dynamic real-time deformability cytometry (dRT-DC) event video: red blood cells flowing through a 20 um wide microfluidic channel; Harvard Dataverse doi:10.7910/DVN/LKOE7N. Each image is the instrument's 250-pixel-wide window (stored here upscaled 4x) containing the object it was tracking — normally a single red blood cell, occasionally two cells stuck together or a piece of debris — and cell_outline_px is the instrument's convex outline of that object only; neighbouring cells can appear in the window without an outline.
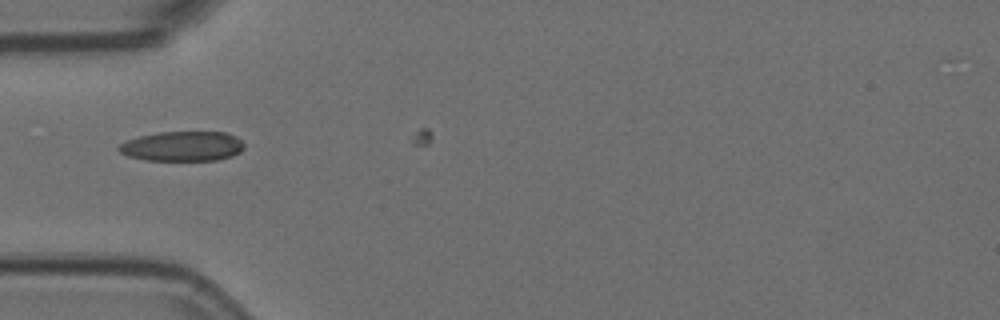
{"species": "Egyptian fruit bat (a non-hibernating species)", "species_latin": "Rousettus aegyptiacus", "temperature_condition": "room temperature", "stored_images_in_passage": 2, "camera_frame_rate_fps": 3000, "um_per_image_px": 0.085, "animal": {"sex": "female"}, "frame": {"image": 1, "passage_image": 1, "time_ms": 0.0, "image_size_px": [1000, 320], "cell_outline_px": [[244, 148], [240, 152], [232, 156], [216, 160], [148, 160], [128, 156], [120, 152], [116, 148], [120, 144], [128, 140], [140, 136], [160, 132], [224, 132], [236, 136], [244, 144]], "centroid_in_image_um": [15.52, 12.43], "position_along_channel_um": 69.5, "area_um2": 21.68}}